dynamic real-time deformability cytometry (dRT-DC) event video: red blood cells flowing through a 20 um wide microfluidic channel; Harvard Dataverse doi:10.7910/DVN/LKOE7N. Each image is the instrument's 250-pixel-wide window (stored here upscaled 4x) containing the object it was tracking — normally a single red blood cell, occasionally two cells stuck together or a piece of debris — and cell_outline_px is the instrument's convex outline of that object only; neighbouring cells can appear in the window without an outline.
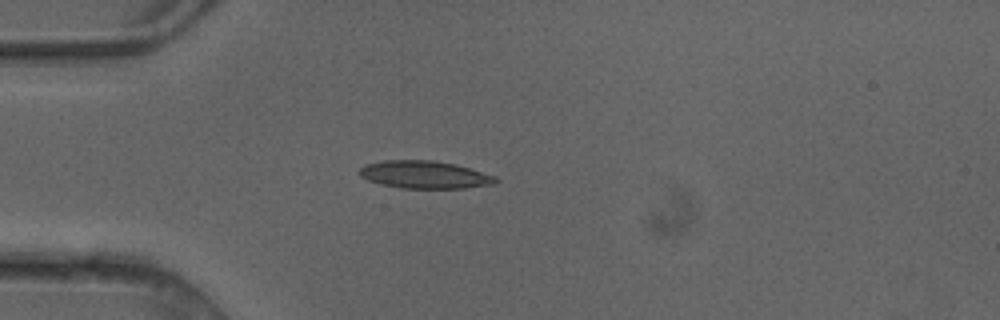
{"species": "common noctule bat (a hibernating species)", "species_latin": "Nyctalus noctula", "temperature_condition": "cold", "stored_images_in_passage": 4, "camera_frame_rate_fps": 3000, "um_per_image_px": 0.085, "animal": {"sex": "female"}, "frame": {"image": 1, "passage_image": 4, "time_ms": 1.0, "image_size_px": [1000, 320], "cell_outline_px": [[500, 180], [496, 184], [464, 188], [400, 188], [380, 184], [368, 180], [360, 176], [356, 172], [364, 164], [384, 160], [432, 160], [456, 164], [496, 176]], "centroid_in_image_um": [36.08, 14.84], "position_along_channel_um": 48.9, "area_um2": 22.2}}